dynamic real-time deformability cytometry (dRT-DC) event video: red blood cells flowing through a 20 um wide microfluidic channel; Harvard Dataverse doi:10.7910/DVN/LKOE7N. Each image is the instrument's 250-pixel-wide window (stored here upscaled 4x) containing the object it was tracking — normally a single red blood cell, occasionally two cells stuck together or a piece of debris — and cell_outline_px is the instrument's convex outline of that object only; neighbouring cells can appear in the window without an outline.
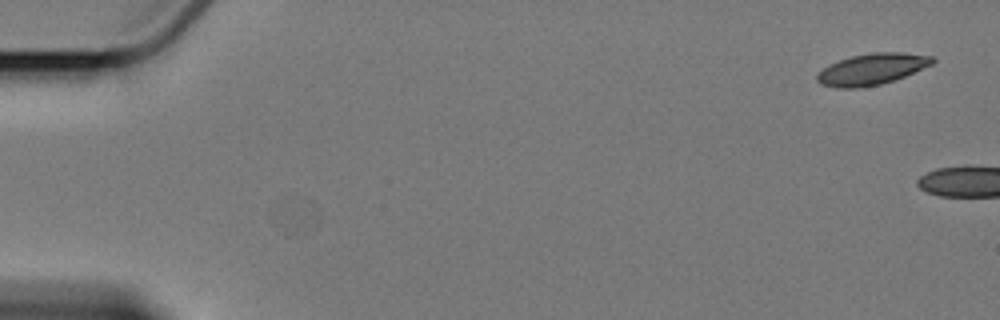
{"species": "Egyptian fruit bat (a non-hibernating species)", "species_latin": "Rousettus aegyptiacus", "temperature_condition": "cold", "stored_images_in_passage": 2, "camera_frame_rate_fps": 3000, "um_per_image_px": 0.085, "animal": {"sex": "female"}, "frame": {"image": 1, "passage_image": 1, "time_ms": 0.0, "image_size_px": [1000, 320], "cell_outline_px": [[936, 60], [932, 64], [904, 76], [880, 84], [860, 88], [836, 88], [820, 84], [816, 80], [816, 72], [828, 64], [852, 56], [872, 52], [900, 52], [932, 56]], "centroid_in_image_um": [74.05, 5.88], "position_along_channel_um": 11.0, "area_um2": 21.04}}